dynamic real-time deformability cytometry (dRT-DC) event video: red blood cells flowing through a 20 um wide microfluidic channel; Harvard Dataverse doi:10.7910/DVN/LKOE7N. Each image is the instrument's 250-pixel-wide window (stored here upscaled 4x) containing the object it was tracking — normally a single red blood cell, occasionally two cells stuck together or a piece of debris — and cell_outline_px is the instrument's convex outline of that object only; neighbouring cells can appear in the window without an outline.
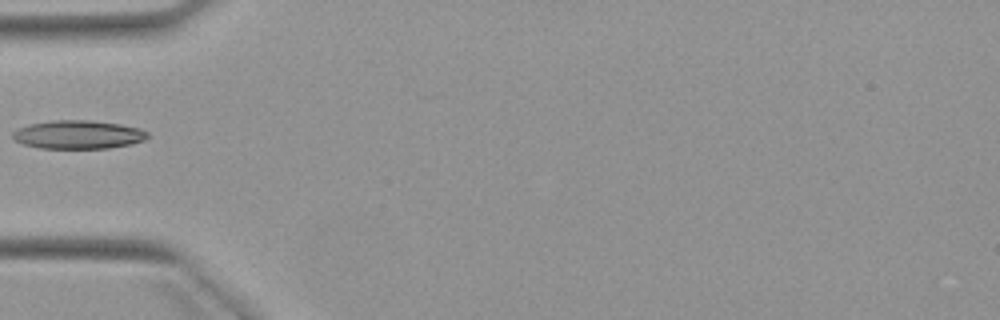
{"species": "Egyptian fruit bat (a non-hibernating species)", "species_latin": "Rousettus aegyptiacus", "temperature_condition": "warm", "stored_images_in_passage": 1, "camera_frame_rate_fps": 3000, "um_per_image_px": 0.085, "animal": {"sex": "female"}, "frame": {"image": 1, "passage_image": 1, "time_ms": 0.0, "image_size_px": [1000, 320], "cell_outline_px": [[148, 136], [144, 140], [132, 144], [108, 148], [40, 148], [24, 144], [16, 140], [12, 136], [12, 132], [16, 128], [28, 124], [52, 120], [88, 120], [120, 124], [140, 128], [148, 132]], "centroid_in_image_um": [6.64, 11.43], "position_along_channel_um": 78.4, "area_um2": 22.43}}